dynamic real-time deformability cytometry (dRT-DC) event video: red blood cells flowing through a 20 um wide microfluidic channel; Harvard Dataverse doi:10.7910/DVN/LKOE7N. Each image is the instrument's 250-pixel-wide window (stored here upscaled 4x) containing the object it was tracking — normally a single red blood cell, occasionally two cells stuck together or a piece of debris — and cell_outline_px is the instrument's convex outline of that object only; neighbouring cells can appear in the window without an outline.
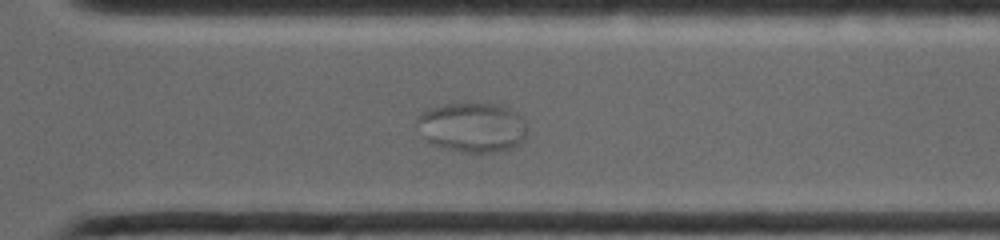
{"species": "common noctule bat (a hibernating species)", "species_latin": "Nyctalus noctula", "temperature_condition": "warm", "stored_images_in_passage": 41, "segment_of_instrument_passage": [3, 3], "camera_frame_rate_fps": 4500, "um_per_image_px": 0.085, "animal": {"sex": "female", "body_mass_g": 19.0, "forearm_length_mm": 53.3}, "frame": {"image": 1, "passage_image": 36, "time_ms": 8.222, "image_size_px": [1000, 240], "cell_outline_px": [[528, 132], [524, 140], [520, 144], [512, 148], [492, 152], [464, 152], [444, 148], [432, 144], [428, 140], [416, 120], [428, 108], [444, 104], [492, 104], [508, 108], [516, 112], [528, 124]], "centroid_in_image_um": [40.23, 10.83], "position_along_channel_um": 330.4, "area_um2": 31.56}}
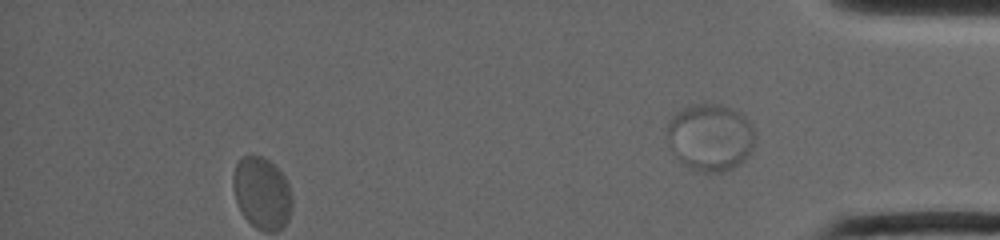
{"frame": {"image": 2, "passage_image": 41, "time_ms": 9.556, "image_size_px": [1000, 240], "cell_outline_px": [[756, 136], [752, 152], [740, 164], [724, 172], [700, 172], [688, 168], [668, 148], [668, 120], [676, 112], [692, 104], [704, 100], [720, 104], [732, 108], [744, 116], [752, 124], [756, 132]], "centroid_in_image_um": [60.39, 11.64], "position_along_channel_um": 374.8, "area_um2": 35.32}}